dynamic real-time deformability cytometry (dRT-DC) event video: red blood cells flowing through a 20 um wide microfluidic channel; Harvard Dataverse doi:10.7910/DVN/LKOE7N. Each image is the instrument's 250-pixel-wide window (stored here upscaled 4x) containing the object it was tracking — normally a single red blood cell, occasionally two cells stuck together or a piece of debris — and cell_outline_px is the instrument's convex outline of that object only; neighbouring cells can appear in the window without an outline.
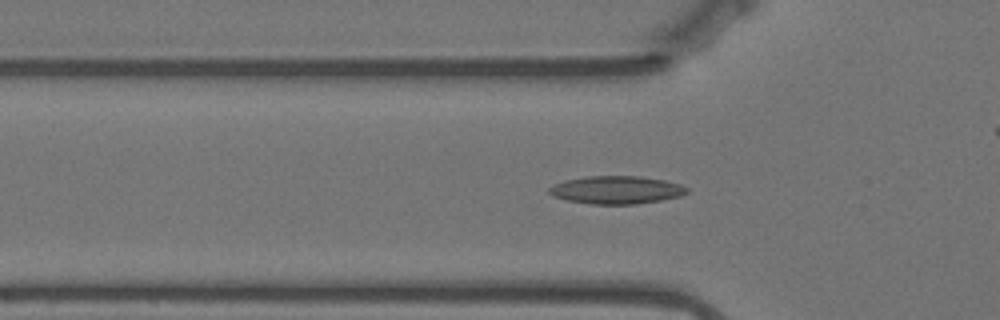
{"species": "Egyptian fruit bat (a non-hibernating species)", "species_latin": "Rousettus aegyptiacus", "temperature_condition": "warm", "stored_images_in_passage": 57, "camera_frame_rate_fps": 3000, "um_per_image_px": 0.085, "animal": {"sex": "female"}, "frame": {"image": 1, "passage_image": 17, "time_ms": 5.333, "image_size_px": [1000, 320], "cell_outline_px": [[688, 192], [680, 196], [660, 200], [636, 204], [592, 204], [568, 200], [552, 196], [548, 192], [548, 188], [552, 184], [564, 180], [588, 176], [640, 176], [664, 180], [680, 184], [688, 188]], "centroid_in_image_um": [52.37, 16.14], "position_along_channel_um": 73.4, "area_um2": 22.43}}
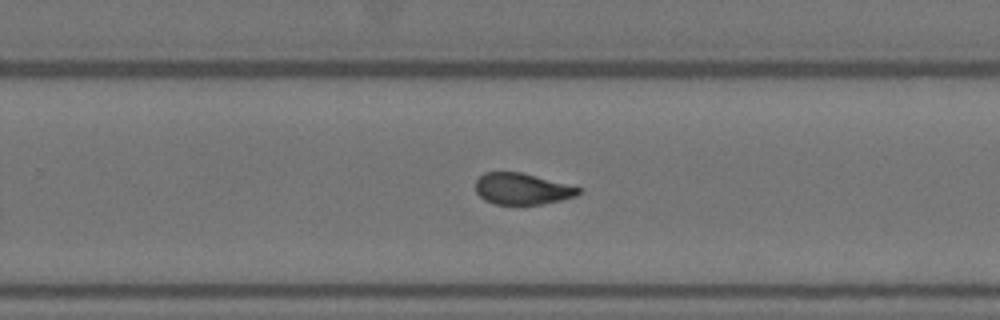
{"frame": {"image": 2, "passage_image": 35, "time_ms": 11.333, "image_size_px": [1000, 320], "cell_outline_px": [[580, 192], [576, 196], [560, 200], [540, 204], [492, 204], [484, 200], [476, 192], [476, 180], [484, 172], [520, 172], [580, 188]], "centroid_in_image_um": [44.32, 16.06], "position_along_channel_um": 285.5, "area_um2": 18.5}}
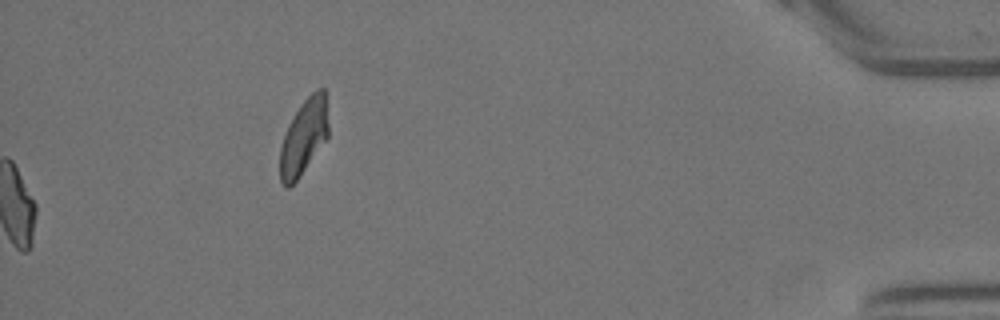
{"frame": {"image": 3, "passage_image": 57, "time_ms": 18.667, "image_size_px": [1000, 320], "cell_outline_px": [[328, 136], [296, 180], [288, 188], [284, 188], [280, 180], [280, 148], [288, 124], [300, 104], [316, 88], [324, 88], [328, 124]], "centroid_in_image_um": [25.8, 11.62], "position_along_channel_um": 409.4, "area_um2": 20.92}, "authors_computed_cell_mechanics": {"area_um2": 19.9988, "velocity_mm_per_s": 3.5174, "shape_relaxation_time_tau1_ms": 10.2535, "shape_relaxation_time_tau2_ms": 2.0551, "deformation_change_tau1": 0.239, "deformation_change_tau2": 0.0874}}